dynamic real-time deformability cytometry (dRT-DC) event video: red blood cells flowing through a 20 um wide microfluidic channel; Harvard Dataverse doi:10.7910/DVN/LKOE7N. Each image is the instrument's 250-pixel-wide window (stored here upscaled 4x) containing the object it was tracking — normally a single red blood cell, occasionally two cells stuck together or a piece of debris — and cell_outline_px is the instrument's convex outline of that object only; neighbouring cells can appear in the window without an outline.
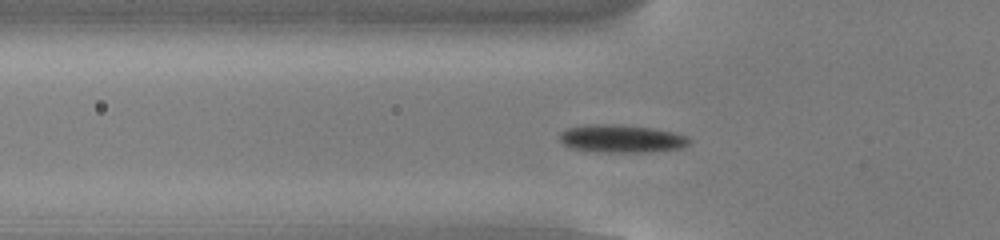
{"species": "common noctule bat (a hibernating species)", "species_latin": "Nyctalus noctula", "temperature_condition": "cold", "stored_images_in_passage": 53, "camera_frame_rate_fps": 3000, "um_per_image_px": 0.085, "animal": {"sex": "male", "body_mass_g": 13.0, "forearm_length_mm": 53.1}, "frame": {"image": 1, "passage_image": 17, "time_ms": 5.333, "image_size_px": [1000, 240], "cell_outline_px": [[692, 140], [684, 148], [648, 152], [604, 152], [572, 148], [564, 144], [560, 140], [560, 132], [568, 128], [584, 124], [620, 124], [652, 128], [676, 132], [688, 136]], "centroid_in_image_um": [52.88, 11.77], "position_along_channel_um": 72.9, "area_um2": 21.27}}
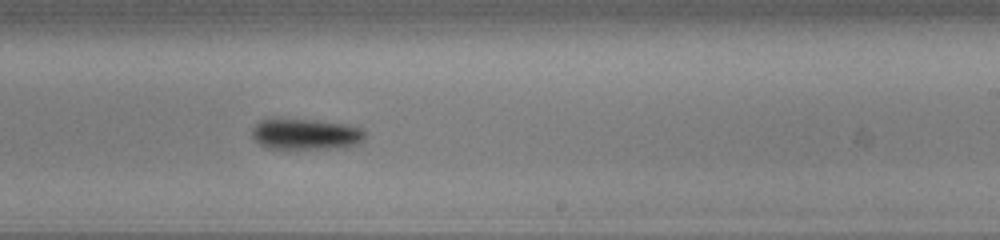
{"frame": {"image": 2, "passage_image": 32, "time_ms": 10.333, "image_size_px": [1000, 240], "cell_outline_px": [[364, 140], [360, 144], [344, 148], [284, 152], [264, 148], [252, 136], [252, 128], [260, 120], [312, 120], [340, 124], [364, 128]], "centroid_in_image_um": [25.98, 11.5], "position_along_channel_um": 263.0, "area_um2": 21.21}}
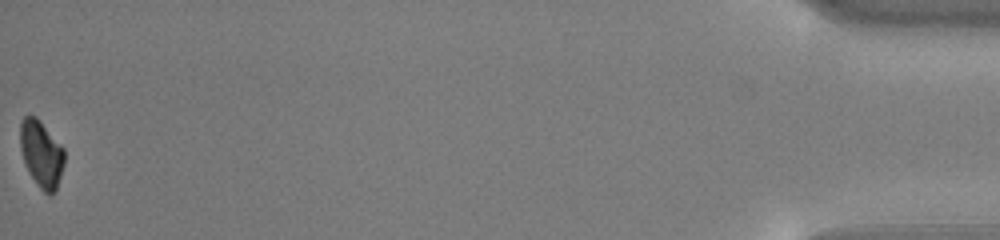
{"frame": {"image": 3, "passage_image": 53, "time_ms": 17.333, "image_size_px": [1000, 240], "cell_outline_px": [[64, 164], [56, 188], [48, 196], [36, 184], [24, 160], [20, 148], [20, 124], [24, 116], [36, 116], [40, 120], [64, 148]], "centroid_in_image_um": [3.52, 13.05], "position_along_channel_um": 431.7, "area_um2": 16.94}, "authors_computed_cell_mechanics": {"area_um2": 19.4208, "velocity_mm_per_s": 3.805, "shape_relaxation_time_tau1_ms": 2.115, "shape_relaxation_time_tau2_ms": null, "deformation_change_tau1": 0.1141, "deformation_change_tau2": null}}